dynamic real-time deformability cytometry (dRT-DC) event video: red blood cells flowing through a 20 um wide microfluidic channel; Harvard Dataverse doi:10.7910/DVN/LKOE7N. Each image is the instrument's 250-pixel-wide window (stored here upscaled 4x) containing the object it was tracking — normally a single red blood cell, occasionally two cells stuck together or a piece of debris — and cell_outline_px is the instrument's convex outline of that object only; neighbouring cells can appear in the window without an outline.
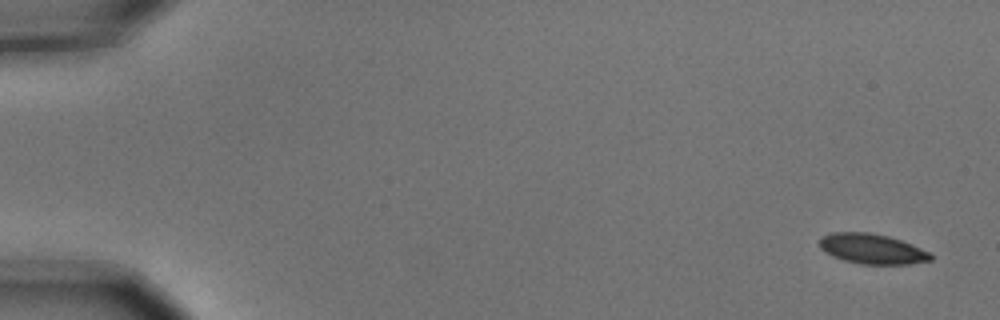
{"species": "common noctule bat (a hibernating species)", "species_latin": "Nyctalus noctula", "temperature_condition": "cold", "stored_images_in_passage": 8, "camera_frame_rate_fps": 3000, "um_per_image_px": 0.085, "animal": {"sex": "male", "body_mass_g": 15.6}, "frame": {"image": 1, "passage_image": 1, "time_ms": 0.0, "image_size_px": [1000, 320], "cell_outline_px": [[932, 260], [908, 264], [860, 264], [844, 260], [832, 256], [820, 248], [820, 236], [832, 232], [868, 232], [888, 236], [912, 244], [928, 252], [932, 256]], "centroid_in_image_um": [74.1, 21.15], "position_along_channel_um": 10.9, "area_um2": 19.42}}
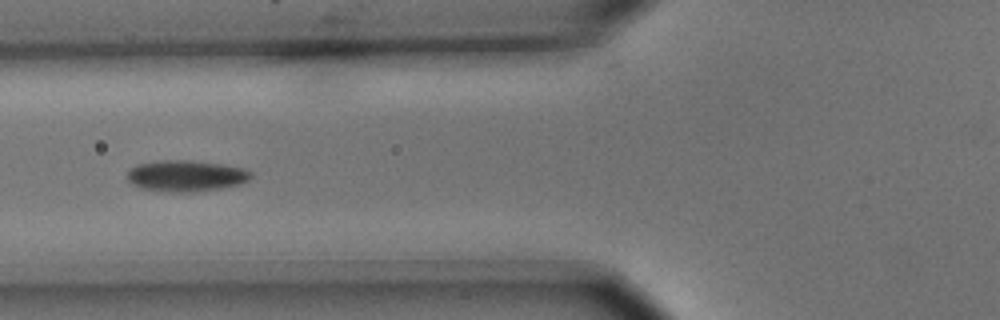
{"frame": {"image": 2, "passage_image": 6, "time_ms": 1.667, "image_size_px": [1000, 320], "cell_outline_px": [[252, 176], [248, 180], [240, 184], [220, 188], [192, 192], [172, 192], [140, 188], [132, 184], [128, 180], [128, 172], [132, 168], [140, 164], [164, 160], [188, 160], [220, 164], [244, 168], [252, 172]], "centroid_in_image_um": [15.84, 14.95], "position_along_channel_um": 110.0, "area_um2": 22.25}}
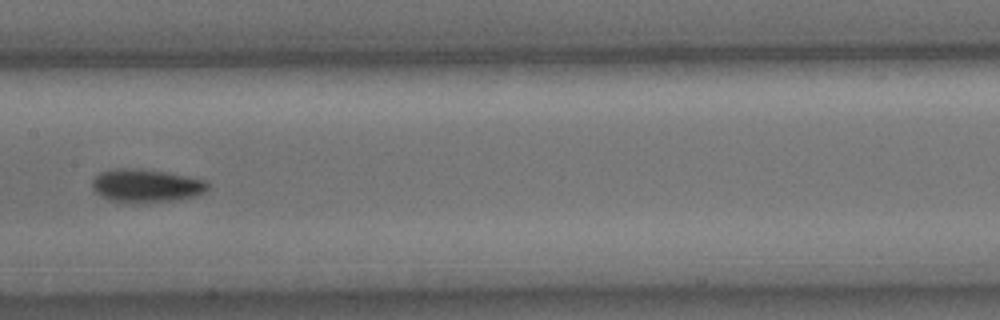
{"frame": {"image": 3, "passage_image": 8, "time_ms": 2.333, "image_size_px": [1000, 320], "cell_outline_px": [[208, 188], [200, 196], [176, 200], [136, 204], [108, 200], [100, 196], [92, 188], [92, 180], [100, 172], [112, 168], [136, 168], [164, 172], [208, 180]], "centroid_in_image_um": [12.42, 15.8], "position_along_channel_um": 195.0, "area_um2": 22.83}}